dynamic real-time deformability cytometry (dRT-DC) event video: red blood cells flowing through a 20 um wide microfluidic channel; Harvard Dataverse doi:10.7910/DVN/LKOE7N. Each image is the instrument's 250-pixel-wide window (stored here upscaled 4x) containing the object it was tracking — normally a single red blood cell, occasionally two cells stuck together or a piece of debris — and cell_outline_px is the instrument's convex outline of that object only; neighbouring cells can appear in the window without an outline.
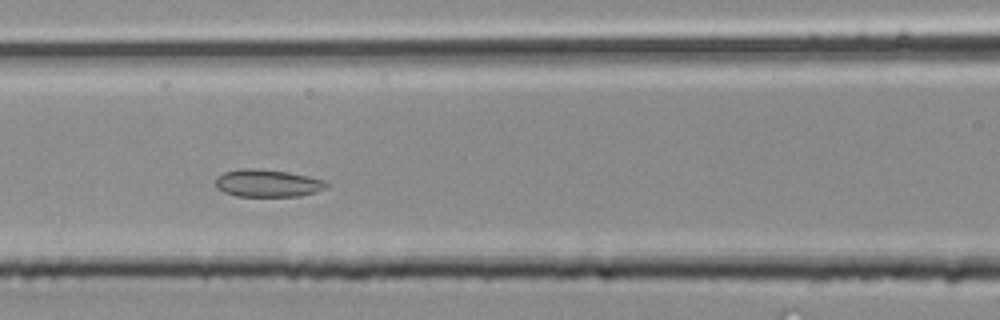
{"species": "common noctule bat (a hibernating species)", "species_latin": "Nyctalus noctula", "temperature_condition": "room temperature", "stored_images_in_passage": 28, "segment_of_instrument_passage": [1, 2], "camera_frame_rate_fps": 3000, "um_per_image_px": 0.085, "animal": {"sex": "male", "body_mass_g": 20.4}, "frame": {"image": 1, "passage_image": 11, "time_ms": 3.333, "image_size_px": [1000, 320], "cell_outline_px": [[328, 188], [316, 192], [300, 196], [236, 196], [224, 192], [216, 188], [216, 176], [224, 172], [244, 168], [260, 168], [288, 172], [328, 180]], "centroid_in_image_um": [22.78, 15.57], "position_along_channel_um": 143.8, "area_um2": 18.03}}
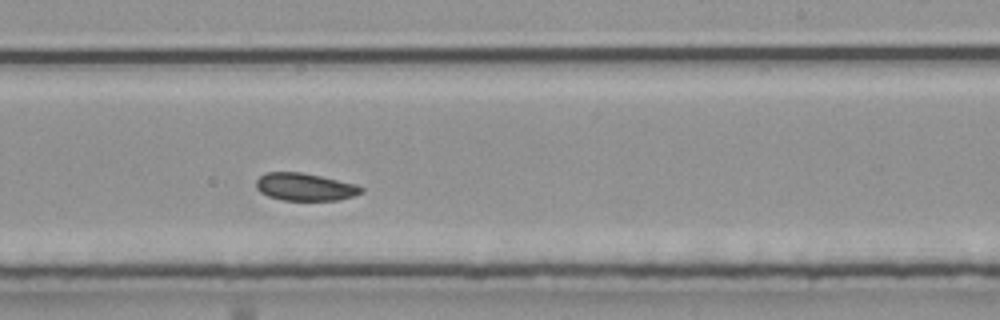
{"frame": {"image": 2, "passage_image": 17, "time_ms": 5.333, "image_size_px": [1000, 320], "cell_outline_px": [[364, 192], [352, 196], [336, 200], [284, 200], [268, 196], [260, 192], [256, 188], [256, 180], [260, 176], [268, 172], [300, 172], [320, 176], [356, 184], [364, 188]], "centroid_in_image_um": [25.92, 15.89], "position_along_channel_um": 263.1, "area_um2": 16.76}}
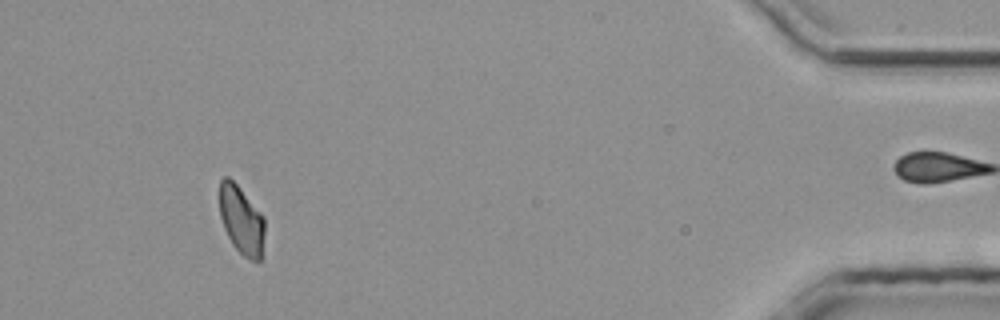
{"frame": {"image": 3, "passage_image": 25, "time_ms": 8.0, "image_size_px": [1000, 320], "cell_outline_px": [[264, 232], [260, 260], [248, 260], [232, 244], [224, 228], [220, 216], [220, 180], [224, 176], [228, 176], [236, 184], [264, 216]], "centroid_in_image_um": [20.51, 18.7], "position_along_channel_um": 414.7, "area_um2": 17.74}}